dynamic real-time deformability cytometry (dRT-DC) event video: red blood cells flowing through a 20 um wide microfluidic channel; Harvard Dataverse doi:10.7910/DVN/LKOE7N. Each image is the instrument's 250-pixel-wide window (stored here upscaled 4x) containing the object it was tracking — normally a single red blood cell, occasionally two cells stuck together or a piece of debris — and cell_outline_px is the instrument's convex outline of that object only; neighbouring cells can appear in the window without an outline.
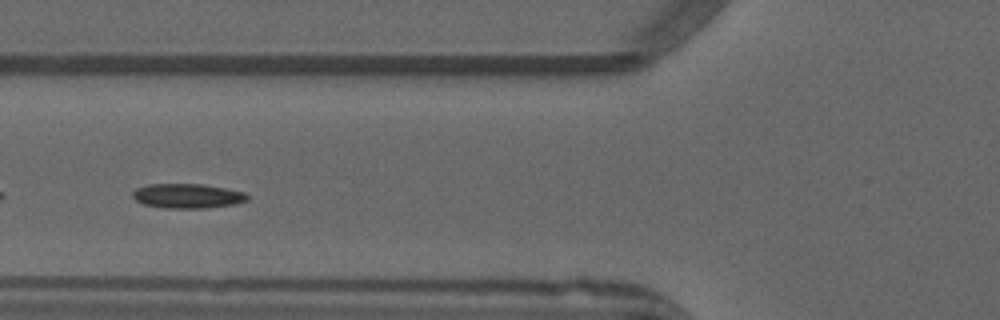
{"species": "common noctule bat (a hibernating species)", "species_latin": "Nyctalus noctula", "temperature_condition": "warm", "stored_images_in_passage": 38, "segment_of_instrument_passage": [2, 2], "camera_frame_rate_fps": 3000, "um_per_image_px": 0.085, "animal": {"sex": "male", "forearm_length_mm": 52.5}, "frame": {"image": 1, "passage_image": 15, "time_ms": 4.667, "image_size_px": [1000, 320], "cell_outline_px": [[248, 200], [236, 204], [208, 208], [168, 208], [144, 204], [136, 200], [132, 196], [132, 192], [136, 188], [148, 184], [200, 184], [224, 188], [244, 192], [248, 196]], "centroid_in_image_um": [15.94, 16.66], "position_along_channel_um": 109.9, "area_um2": 16.36}}
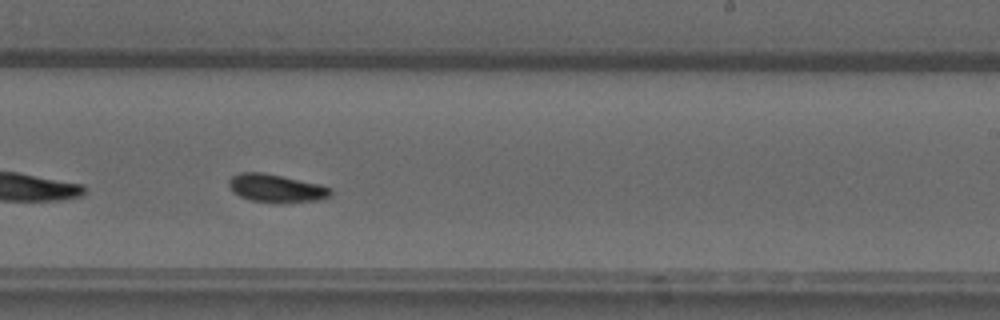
{"frame": {"image": 2, "passage_image": 27, "time_ms": 8.667, "image_size_px": [1000, 320], "cell_outline_px": [[332, 196], [320, 200], [284, 204], [248, 200], [232, 192], [228, 184], [228, 180], [232, 176], [240, 172], [264, 172], [284, 176], [320, 184], [332, 188]], "centroid_in_image_um": [23.5, 16.01], "position_along_channel_um": 265.5, "area_um2": 17.22}}
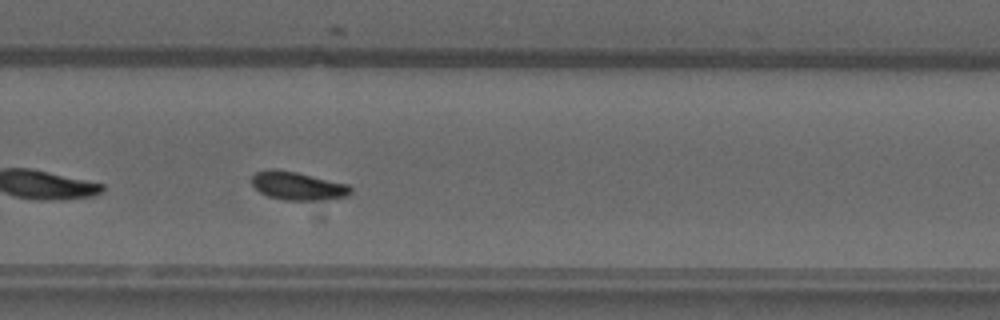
{"frame": {"image": 3, "passage_image": 30, "time_ms": 9.667, "image_size_px": [1000, 320], "cell_outline_px": [[352, 192], [348, 196], [328, 200], [284, 200], [268, 196], [260, 192], [252, 184], [252, 176], [256, 172], [268, 168], [272, 168], [296, 172], [348, 184], [352, 188]], "centroid_in_image_um": [25.32, 15.8], "position_along_channel_um": 304.5, "area_um2": 16.42}}